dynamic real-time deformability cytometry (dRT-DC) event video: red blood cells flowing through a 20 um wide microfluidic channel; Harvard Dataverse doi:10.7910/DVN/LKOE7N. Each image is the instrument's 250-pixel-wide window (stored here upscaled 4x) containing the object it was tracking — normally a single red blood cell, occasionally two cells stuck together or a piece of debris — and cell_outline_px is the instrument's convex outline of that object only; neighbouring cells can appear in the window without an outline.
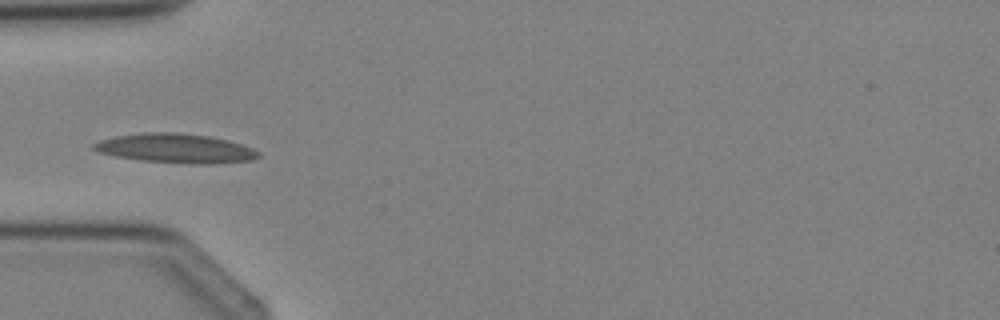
{"species": "Egyptian fruit bat (a non-hibernating species)", "species_latin": "Rousettus aegyptiacus", "temperature_condition": "cold", "stored_images_in_passage": 2, "camera_frame_rate_fps": 3000, "um_per_image_px": 0.085, "animal": {"sex": "female"}, "frame": {"image": 1, "passage_image": 2, "time_ms": 2.0, "image_size_px": [1000, 320], "cell_outline_px": [[260, 156], [252, 160], [208, 164], [196, 164], [140, 160], [112, 156], [100, 152], [92, 148], [92, 144], [100, 140], [116, 136], [148, 132], [176, 132], [208, 136], [228, 140], [252, 148], [260, 152]], "centroid_in_image_um": [14.92, 12.61], "position_along_channel_um": 70.1, "area_um2": 27.98}}